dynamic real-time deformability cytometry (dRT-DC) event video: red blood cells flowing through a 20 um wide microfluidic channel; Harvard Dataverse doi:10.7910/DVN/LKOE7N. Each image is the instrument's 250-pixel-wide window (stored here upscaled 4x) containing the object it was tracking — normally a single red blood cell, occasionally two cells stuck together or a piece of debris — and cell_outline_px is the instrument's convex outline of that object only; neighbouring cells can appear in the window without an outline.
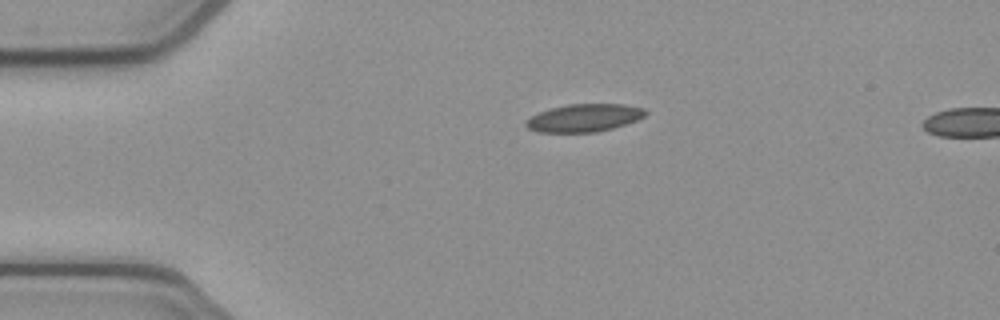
{"species": "common noctule bat (a hibernating species)", "species_latin": "Nyctalus noctula", "temperature_condition": "cold", "stored_images_in_passage": 42, "camera_frame_rate_fps": 3000, "um_per_image_px": 0.085, "animal": {"sex": "female", "body_mass_g": 21.9}, "frame": {"image": 1, "passage_image": 1, "time_ms": 0.0, "image_size_px": [1000, 320], "cell_outline_px": [[648, 112], [644, 116], [636, 120], [612, 128], [596, 132], [536, 132], [528, 128], [524, 124], [524, 120], [540, 112], [552, 108], [568, 104], [624, 104], [644, 108]], "centroid_in_image_um": [49.63, 10.02], "position_along_channel_um": 35.4, "area_um2": 19.25}}
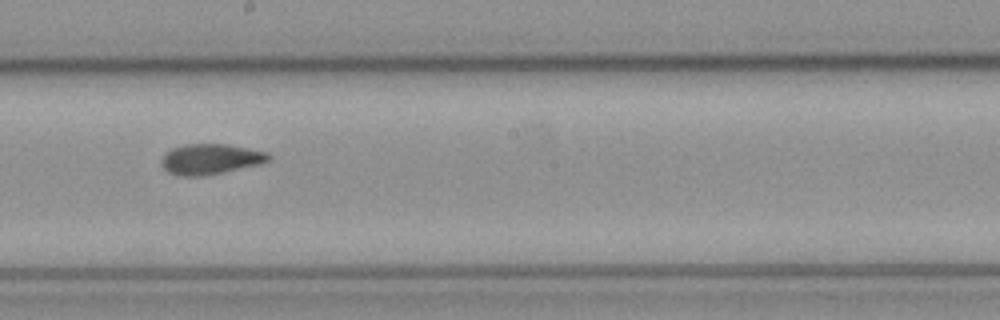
{"frame": {"image": 2, "passage_image": 19, "time_ms": 6.0, "image_size_px": [1000, 320], "cell_outline_px": [[272, 160], [260, 164], [224, 172], [200, 176], [180, 176], [168, 172], [160, 164], [160, 160], [172, 148], [184, 144], [228, 144], [268, 152], [272, 156]], "centroid_in_image_um": [17.92, 13.52], "position_along_channel_um": 230.3, "area_um2": 19.13}}
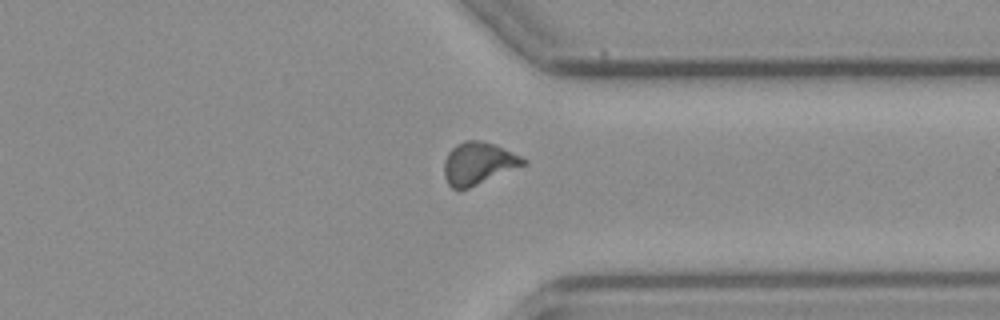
{"frame": {"image": 3, "passage_image": 30, "time_ms": 9.667, "image_size_px": [1000, 320], "cell_outline_px": [[528, 164], [468, 188], [452, 188], [448, 184], [444, 176], [444, 160], [448, 152], [456, 144], [464, 140], [476, 140], [496, 144], [528, 160]], "centroid_in_image_um": [40.67, 13.87], "position_along_channel_um": 370.7, "area_um2": 19.54}}